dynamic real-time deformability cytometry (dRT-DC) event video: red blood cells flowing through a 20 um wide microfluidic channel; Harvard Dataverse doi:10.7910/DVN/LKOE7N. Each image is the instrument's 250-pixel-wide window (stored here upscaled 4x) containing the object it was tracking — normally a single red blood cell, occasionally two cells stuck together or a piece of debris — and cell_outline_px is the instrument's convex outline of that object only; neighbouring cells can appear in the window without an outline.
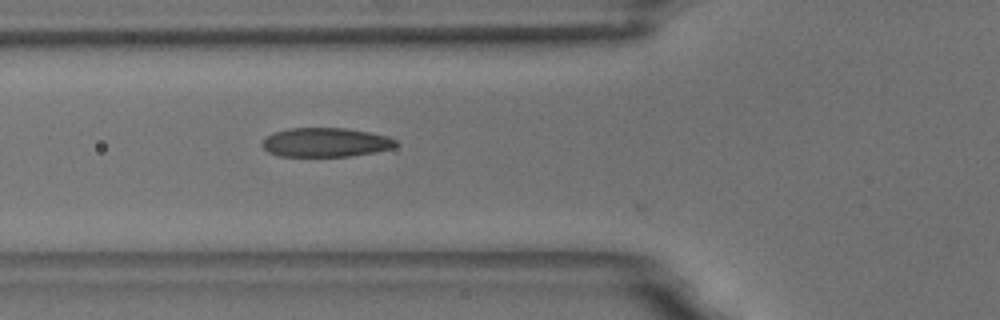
{"species": "common noctule bat (a hibernating species)", "species_latin": "Nyctalus noctula", "temperature_condition": "room temperature", "stored_images_in_passage": 8, "camera_frame_rate_fps": 3000, "um_per_image_px": 0.085, "animal": {"sex": "male", "body_mass_g": 18.8}, "frame": {"image": 1, "passage_image": 4, "time_ms": 1.0, "image_size_px": [1000, 320], "cell_outline_px": [[396, 144], [392, 148], [376, 152], [348, 156], [280, 156], [268, 152], [260, 144], [272, 132], [288, 128], [344, 128], [368, 132], [388, 136], [396, 140]], "centroid_in_image_um": [27.65, 12.1], "position_along_channel_um": 98.1, "area_um2": 22.6}}